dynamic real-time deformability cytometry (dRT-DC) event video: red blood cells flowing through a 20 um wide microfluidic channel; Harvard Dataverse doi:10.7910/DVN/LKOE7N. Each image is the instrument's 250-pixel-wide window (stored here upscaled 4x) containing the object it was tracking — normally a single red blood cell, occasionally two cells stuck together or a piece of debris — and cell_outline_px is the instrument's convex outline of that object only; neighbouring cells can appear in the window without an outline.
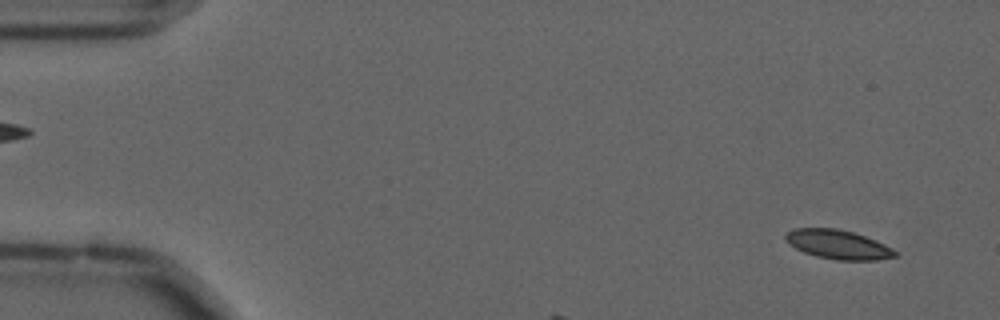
{"species": "common noctule bat (a hibernating species)", "species_latin": "Nyctalus noctula", "temperature_condition": "cold", "stored_images_in_passage": 9, "camera_frame_rate_fps": 3000, "um_per_image_px": 0.085, "animal": {"sex": "male", "forearm_length_mm": 52.5}, "frame": {"image": 1, "passage_image": 3, "time_ms": 0.667, "image_size_px": [1000, 320], "cell_outline_px": [[900, 256], [876, 260], [836, 260], [816, 256], [804, 252], [788, 244], [784, 236], [788, 232], [796, 228], [836, 228], [852, 232], [864, 236], [884, 244], [892, 248]], "centroid_in_image_um": [71.24, 20.79], "position_along_channel_um": 13.8, "area_um2": 18.5}}